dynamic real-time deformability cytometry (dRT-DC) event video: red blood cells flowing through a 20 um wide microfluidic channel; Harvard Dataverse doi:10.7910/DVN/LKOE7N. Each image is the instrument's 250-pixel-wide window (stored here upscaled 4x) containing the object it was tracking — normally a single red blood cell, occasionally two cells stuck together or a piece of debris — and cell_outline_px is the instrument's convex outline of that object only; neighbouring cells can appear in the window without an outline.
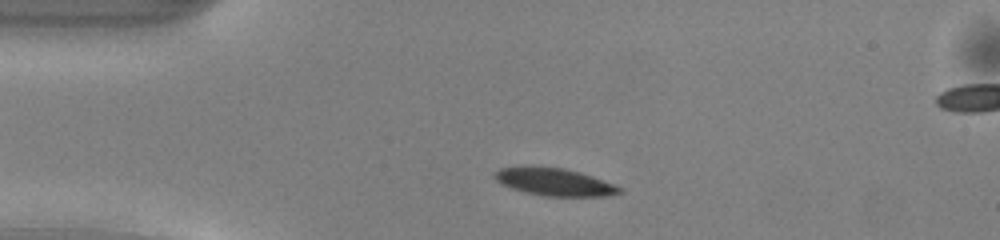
{"species": "common noctule bat (a hibernating species)", "species_latin": "Nyctalus noctula", "temperature_condition": "warm", "stored_images_in_passage": 37, "camera_frame_rate_fps": 3000, "um_per_image_px": 0.085, "animal": {"sex": "male", "body_mass_g": 13.0, "forearm_length_mm": 53.1}, "frame": {"image": 1, "passage_image": 5, "time_ms": 1.333, "image_size_px": [1000, 240], "cell_outline_px": [[624, 192], [608, 196], [544, 196], [512, 188], [496, 180], [492, 176], [500, 168], [564, 168], [580, 172], [592, 176], [624, 188]], "centroid_in_image_um": [47.23, 15.49], "position_along_channel_um": 37.8, "area_um2": 19.42}}
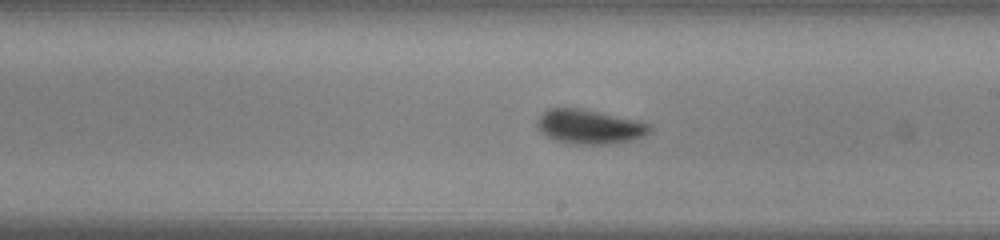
{"frame": {"image": 2, "passage_image": 22, "time_ms": 7.0, "image_size_px": [1000, 240], "cell_outline_px": [[652, 132], [644, 136], [632, 140], [612, 144], [568, 144], [556, 140], [548, 136], [536, 124], [536, 120], [548, 108], [580, 108], [636, 120], [652, 124]], "centroid_in_image_um": [50.15, 10.78], "position_along_channel_um": 238.8, "area_um2": 22.48}}
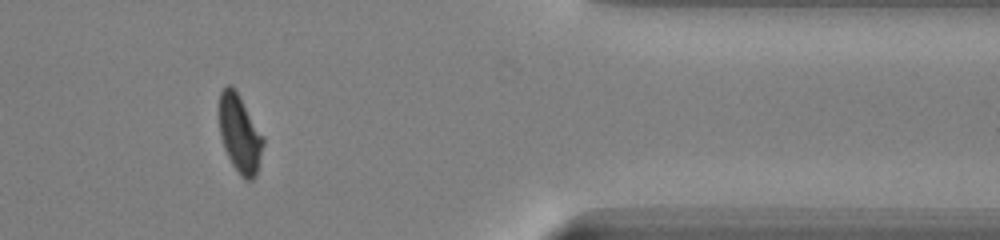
{"frame": {"image": 3, "passage_image": 35, "time_ms": 11.333, "image_size_px": [1000, 240], "cell_outline_px": [[264, 144], [256, 172], [252, 180], [244, 180], [240, 176], [232, 164], [224, 148], [220, 136], [220, 92], [228, 84], [236, 92], [264, 136]], "centroid_in_image_um": [20.39, 11.42], "position_along_channel_um": 391.0, "area_um2": 19.48}, "authors_computed_cell_mechanics": {"area_um2": 21.5594, "velocity_mm_per_s": 4.1101, "shape_relaxation_time_tau1_ms": 2.6473, "shape_relaxation_time_tau2_ms": 4.7014, "deformation_change_tau1": 0.1196, "deformation_change_tau2": 0.0654}}